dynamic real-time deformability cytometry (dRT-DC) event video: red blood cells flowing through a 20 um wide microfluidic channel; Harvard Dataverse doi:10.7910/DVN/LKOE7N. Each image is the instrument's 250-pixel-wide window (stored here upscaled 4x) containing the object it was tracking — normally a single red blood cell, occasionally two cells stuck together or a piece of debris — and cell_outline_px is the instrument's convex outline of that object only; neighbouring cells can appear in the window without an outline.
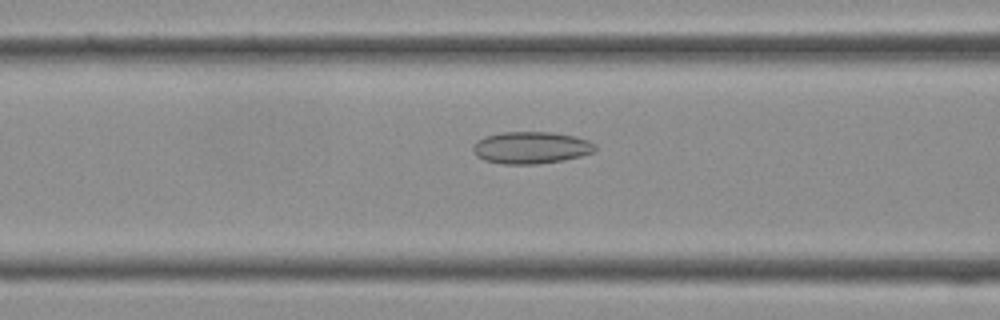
{"species": "Egyptian fruit bat (a non-hibernating species)", "species_latin": "Rousettus aegyptiacus", "temperature_condition": "cold", "stored_images_in_passage": 38, "camera_frame_rate_fps": 3000, "um_per_image_px": 0.085, "frame": {"image": 1, "passage_image": 15, "time_ms": 4.667, "image_size_px": [1000, 320], "cell_outline_px": [[596, 148], [592, 152], [580, 156], [564, 160], [536, 164], [500, 164], [484, 160], [476, 156], [472, 152], [472, 148], [484, 136], [500, 132], [552, 132], [576, 136], [588, 140], [596, 144]], "centroid_in_image_um": [45.13, 12.55], "position_along_channel_um": 121.5, "area_um2": 22.89}}
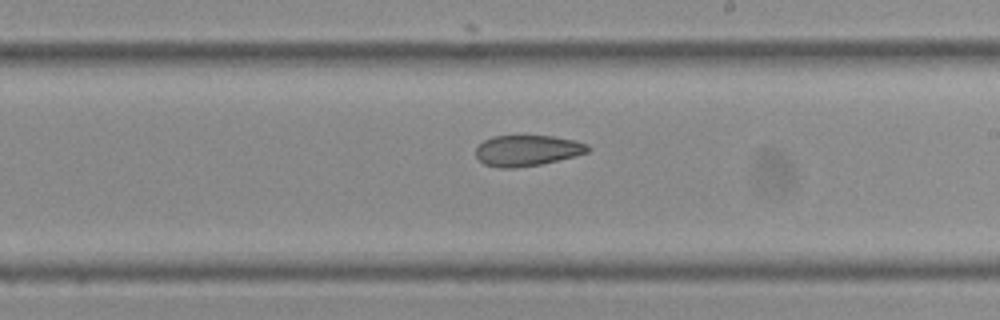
{"frame": {"image": 2, "passage_image": 22, "time_ms": 7.0, "image_size_px": [1000, 320], "cell_outline_px": [[592, 148], [588, 152], [576, 156], [540, 164], [516, 168], [500, 168], [484, 164], [476, 156], [476, 148], [484, 140], [492, 136], [552, 136], [576, 140], [588, 144]], "centroid_in_image_um": [44.84, 12.79], "position_along_channel_um": 244.2, "area_um2": 20.23}}
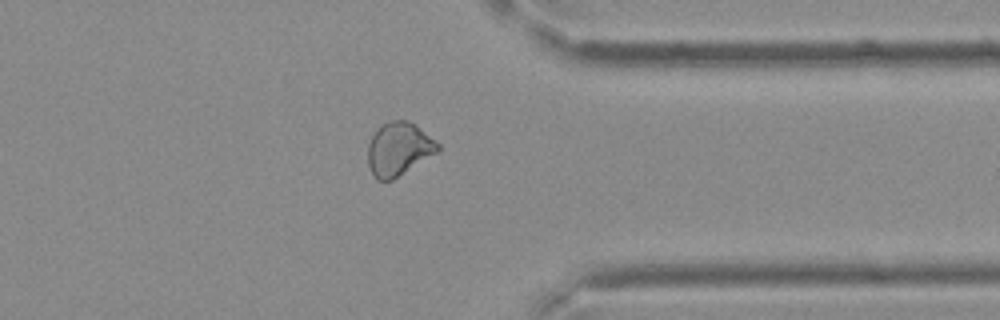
{"frame": {"image": 3, "passage_image": 30, "time_ms": 9.667, "image_size_px": [1000, 320], "cell_outline_px": [[440, 152], [392, 180], [376, 180], [372, 176], [368, 164], [368, 144], [372, 136], [380, 124], [388, 120], [408, 120], [416, 124], [436, 140], [440, 144]], "centroid_in_image_um": [33.91, 12.66], "position_along_channel_um": 377.5, "area_um2": 22.25}}